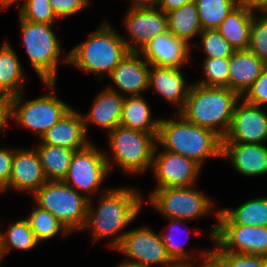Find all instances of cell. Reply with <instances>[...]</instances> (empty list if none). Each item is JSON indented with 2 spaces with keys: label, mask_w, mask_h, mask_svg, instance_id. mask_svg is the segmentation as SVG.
<instances>
[{
  "label": "cell",
  "mask_w": 267,
  "mask_h": 267,
  "mask_svg": "<svg viewBox=\"0 0 267 267\" xmlns=\"http://www.w3.org/2000/svg\"><path fill=\"white\" fill-rule=\"evenodd\" d=\"M190 187H167L153 189L148 203L165 219L194 220L210 214L213 201L204 192Z\"/></svg>",
  "instance_id": "9c48e42d"
},
{
  "label": "cell",
  "mask_w": 267,
  "mask_h": 267,
  "mask_svg": "<svg viewBox=\"0 0 267 267\" xmlns=\"http://www.w3.org/2000/svg\"><path fill=\"white\" fill-rule=\"evenodd\" d=\"M23 95L24 92L8 99L9 119L36 132L39 138L72 108L52 92L27 102Z\"/></svg>",
  "instance_id": "ba28073f"
},
{
  "label": "cell",
  "mask_w": 267,
  "mask_h": 267,
  "mask_svg": "<svg viewBox=\"0 0 267 267\" xmlns=\"http://www.w3.org/2000/svg\"><path fill=\"white\" fill-rule=\"evenodd\" d=\"M57 18H67L89 6L90 0H49Z\"/></svg>",
  "instance_id": "f35d334b"
},
{
  "label": "cell",
  "mask_w": 267,
  "mask_h": 267,
  "mask_svg": "<svg viewBox=\"0 0 267 267\" xmlns=\"http://www.w3.org/2000/svg\"><path fill=\"white\" fill-rule=\"evenodd\" d=\"M109 173L104 151L90 143L86 148L75 151L63 182L91 199L90 194L98 192Z\"/></svg>",
  "instance_id": "30bf717a"
},
{
  "label": "cell",
  "mask_w": 267,
  "mask_h": 267,
  "mask_svg": "<svg viewBox=\"0 0 267 267\" xmlns=\"http://www.w3.org/2000/svg\"><path fill=\"white\" fill-rule=\"evenodd\" d=\"M202 51L209 58H230L235 52L229 42L218 32L217 29L203 30L200 35Z\"/></svg>",
  "instance_id": "836d02e7"
},
{
  "label": "cell",
  "mask_w": 267,
  "mask_h": 267,
  "mask_svg": "<svg viewBox=\"0 0 267 267\" xmlns=\"http://www.w3.org/2000/svg\"><path fill=\"white\" fill-rule=\"evenodd\" d=\"M22 42L30 65L50 92L55 90L61 44L51 24L36 23L23 19L19 14Z\"/></svg>",
  "instance_id": "5b68a950"
},
{
  "label": "cell",
  "mask_w": 267,
  "mask_h": 267,
  "mask_svg": "<svg viewBox=\"0 0 267 267\" xmlns=\"http://www.w3.org/2000/svg\"><path fill=\"white\" fill-rule=\"evenodd\" d=\"M129 53L123 37L104 21L62 60L85 73H94V77L100 75L98 80H104L105 72L109 76Z\"/></svg>",
  "instance_id": "3957f363"
},
{
  "label": "cell",
  "mask_w": 267,
  "mask_h": 267,
  "mask_svg": "<svg viewBox=\"0 0 267 267\" xmlns=\"http://www.w3.org/2000/svg\"><path fill=\"white\" fill-rule=\"evenodd\" d=\"M18 1L20 2L21 0H0V10L7 8V6H11L12 4ZM23 1L24 2L19 6L18 10H20L25 4L26 0H23Z\"/></svg>",
  "instance_id": "7dc6e473"
},
{
  "label": "cell",
  "mask_w": 267,
  "mask_h": 267,
  "mask_svg": "<svg viewBox=\"0 0 267 267\" xmlns=\"http://www.w3.org/2000/svg\"><path fill=\"white\" fill-rule=\"evenodd\" d=\"M224 267H263L262 256L223 251Z\"/></svg>",
  "instance_id": "ab89813d"
},
{
  "label": "cell",
  "mask_w": 267,
  "mask_h": 267,
  "mask_svg": "<svg viewBox=\"0 0 267 267\" xmlns=\"http://www.w3.org/2000/svg\"><path fill=\"white\" fill-rule=\"evenodd\" d=\"M115 250L127 256L126 262L140 267H153L158 264L164 267L172 262L167 255L161 234L147 226L128 230Z\"/></svg>",
  "instance_id": "8fae6325"
},
{
  "label": "cell",
  "mask_w": 267,
  "mask_h": 267,
  "mask_svg": "<svg viewBox=\"0 0 267 267\" xmlns=\"http://www.w3.org/2000/svg\"><path fill=\"white\" fill-rule=\"evenodd\" d=\"M203 255V256H202ZM201 257H203V261L199 267H224L223 264V251L217 246L214 249L208 250L203 252ZM194 263H192V260L187 262V267H194Z\"/></svg>",
  "instance_id": "b9f144b4"
},
{
  "label": "cell",
  "mask_w": 267,
  "mask_h": 267,
  "mask_svg": "<svg viewBox=\"0 0 267 267\" xmlns=\"http://www.w3.org/2000/svg\"><path fill=\"white\" fill-rule=\"evenodd\" d=\"M260 13L261 17L253 15L247 50L267 64V12Z\"/></svg>",
  "instance_id": "e575fe53"
},
{
  "label": "cell",
  "mask_w": 267,
  "mask_h": 267,
  "mask_svg": "<svg viewBox=\"0 0 267 267\" xmlns=\"http://www.w3.org/2000/svg\"><path fill=\"white\" fill-rule=\"evenodd\" d=\"M37 244L27 219L16 220L6 232L0 231V262L11 249L26 251L33 249Z\"/></svg>",
  "instance_id": "f546056e"
},
{
  "label": "cell",
  "mask_w": 267,
  "mask_h": 267,
  "mask_svg": "<svg viewBox=\"0 0 267 267\" xmlns=\"http://www.w3.org/2000/svg\"><path fill=\"white\" fill-rule=\"evenodd\" d=\"M217 224H239L267 227V197H257L240 204L236 209L216 212Z\"/></svg>",
  "instance_id": "d4e9b609"
},
{
  "label": "cell",
  "mask_w": 267,
  "mask_h": 267,
  "mask_svg": "<svg viewBox=\"0 0 267 267\" xmlns=\"http://www.w3.org/2000/svg\"><path fill=\"white\" fill-rule=\"evenodd\" d=\"M107 134L112 153L111 159L105 154L109 172L114 164L123 172L134 175L152 167L157 136L121 126Z\"/></svg>",
  "instance_id": "8992f818"
},
{
  "label": "cell",
  "mask_w": 267,
  "mask_h": 267,
  "mask_svg": "<svg viewBox=\"0 0 267 267\" xmlns=\"http://www.w3.org/2000/svg\"><path fill=\"white\" fill-rule=\"evenodd\" d=\"M240 99L236 92L227 87H206L192 83L179 114L197 126L213 130L223 139Z\"/></svg>",
  "instance_id": "277c9868"
},
{
  "label": "cell",
  "mask_w": 267,
  "mask_h": 267,
  "mask_svg": "<svg viewBox=\"0 0 267 267\" xmlns=\"http://www.w3.org/2000/svg\"><path fill=\"white\" fill-rule=\"evenodd\" d=\"M48 181H63L76 150L47 144L35 147Z\"/></svg>",
  "instance_id": "83f0119b"
},
{
  "label": "cell",
  "mask_w": 267,
  "mask_h": 267,
  "mask_svg": "<svg viewBox=\"0 0 267 267\" xmlns=\"http://www.w3.org/2000/svg\"><path fill=\"white\" fill-rule=\"evenodd\" d=\"M210 237L222 251L247 255H267V227L216 224Z\"/></svg>",
  "instance_id": "7c38bea8"
},
{
  "label": "cell",
  "mask_w": 267,
  "mask_h": 267,
  "mask_svg": "<svg viewBox=\"0 0 267 267\" xmlns=\"http://www.w3.org/2000/svg\"><path fill=\"white\" fill-rule=\"evenodd\" d=\"M104 192L102 197L100 196L97 210L89 199L83 230L87 228L91 230L93 243L113 235L114 238L108 245L115 250L128 232V230L123 231L124 228L134 222L133 220L139 215L144 199L138 190L129 187L112 188Z\"/></svg>",
  "instance_id": "6da1fadb"
},
{
  "label": "cell",
  "mask_w": 267,
  "mask_h": 267,
  "mask_svg": "<svg viewBox=\"0 0 267 267\" xmlns=\"http://www.w3.org/2000/svg\"><path fill=\"white\" fill-rule=\"evenodd\" d=\"M241 98L255 106L261 107L267 104V66Z\"/></svg>",
  "instance_id": "74e56055"
},
{
  "label": "cell",
  "mask_w": 267,
  "mask_h": 267,
  "mask_svg": "<svg viewBox=\"0 0 267 267\" xmlns=\"http://www.w3.org/2000/svg\"><path fill=\"white\" fill-rule=\"evenodd\" d=\"M123 103L124 96L111 89H103L95 98L89 113L82 115L86 134L89 122L106 129L108 133L120 126Z\"/></svg>",
  "instance_id": "7402d4cb"
},
{
  "label": "cell",
  "mask_w": 267,
  "mask_h": 267,
  "mask_svg": "<svg viewBox=\"0 0 267 267\" xmlns=\"http://www.w3.org/2000/svg\"><path fill=\"white\" fill-rule=\"evenodd\" d=\"M32 197L37 206L52 213L70 233L84 228L89 199L63 181L45 182Z\"/></svg>",
  "instance_id": "52a82bcc"
},
{
  "label": "cell",
  "mask_w": 267,
  "mask_h": 267,
  "mask_svg": "<svg viewBox=\"0 0 267 267\" xmlns=\"http://www.w3.org/2000/svg\"><path fill=\"white\" fill-rule=\"evenodd\" d=\"M236 103L230 128L222 143L263 144L267 141V112L260 106Z\"/></svg>",
  "instance_id": "5bb4252c"
},
{
  "label": "cell",
  "mask_w": 267,
  "mask_h": 267,
  "mask_svg": "<svg viewBox=\"0 0 267 267\" xmlns=\"http://www.w3.org/2000/svg\"><path fill=\"white\" fill-rule=\"evenodd\" d=\"M221 158H227L239 174L247 177L267 174V146L251 143H222Z\"/></svg>",
  "instance_id": "ffe728a7"
},
{
  "label": "cell",
  "mask_w": 267,
  "mask_h": 267,
  "mask_svg": "<svg viewBox=\"0 0 267 267\" xmlns=\"http://www.w3.org/2000/svg\"><path fill=\"white\" fill-rule=\"evenodd\" d=\"M192 1L194 0H160L157 8L167 14L168 12L178 9L184 4L190 3Z\"/></svg>",
  "instance_id": "7bdbcfd3"
},
{
  "label": "cell",
  "mask_w": 267,
  "mask_h": 267,
  "mask_svg": "<svg viewBox=\"0 0 267 267\" xmlns=\"http://www.w3.org/2000/svg\"><path fill=\"white\" fill-rule=\"evenodd\" d=\"M9 122V102L7 98L0 100V132L7 127Z\"/></svg>",
  "instance_id": "ee69618b"
},
{
  "label": "cell",
  "mask_w": 267,
  "mask_h": 267,
  "mask_svg": "<svg viewBox=\"0 0 267 267\" xmlns=\"http://www.w3.org/2000/svg\"><path fill=\"white\" fill-rule=\"evenodd\" d=\"M160 119L151 117V109L143 96L124 97L120 126L158 135Z\"/></svg>",
  "instance_id": "4316f807"
},
{
  "label": "cell",
  "mask_w": 267,
  "mask_h": 267,
  "mask_svg": "<svg viewBox=\"0 0 267 267\" xmlns=\"http://www.w3.org/2000/svg\"><path fill=\"white\" fill-rule=\"evenodd\" d=\"M126 14L124 25L131 39H123L129 52H141L152 38L168 30L167 14L159 8H129Z\"/></svg>",
  "instance_id": "9a60e30c"
},
{
  "label": "cell",
  "mask_w": 267,
  "mask_h": 267,
  "mask_svg": "<svg viewBox=\"0 0 267 267\" xmlns=\"http://www.w3.org/2000/svg\"><path fill=\"white\" fill-rule=\"evenodd\" d=\"M25 76L18 55L5 41L0 48V95L9 99L22 93Z\"/></svg>",
  "instance_id": "484cf974"
},
{
  "label": "cell",
  "mask_w": 267,
  "mask_h": 267,
  "mask_svg": "<svg viewBox=\"0 0 267 267\" xmlns=\"http://www.w3.org/2000/svg\"><path fill=\"white\" fill-rule=\"evenodd\" d=\"M256 14L241 1L217 28L218 32L229 42L235 51L247 50L250 38V26Z\"/></svg>",
  "instance_id": "cb8c5ba5"
},
{
  "label": "cell",
  "mask_w": 267,
  "mask_h": 267,
  "mask_svg": "<svg viewBox=\"0 0 267 267\" xmlns=\"http://www.w3.org/2000/svg\"><path fill=\"white\" fill-rule=\"evenodd\" d=\"M15 149L0 148V194L8 186Z\"/></svg>",
  "instance_id": "60d3db41"
},
{
  "label": "cell",
  "mask_w": 267,
  "mask_h": 267,
  "mask_svg": "<svg viewBox=\"0 0 267 267\" xmlns=\"http://www.w3.org/2000/svg\"><path fill=\"white\" fill-rule=\"evenodd\" d=\"M117 267H140L136 264H132L126 261H123L120 265H118Z\"/></svg>",
  "instance_id": "681fc988"
},
{
  "label": "cell",
  "mask_w": 267,
  "mask_h": 267,
  "mask_svg": "<svg viewBox=\"0 0 267 267\" xmlns=\"http://www.w3.org/2000/svg\"><path fill=\"white\" fill-rule=\"evenodd\" d=\"M266 66L248 50L235 51L229 58V89L242 97Z\"/></svg>",
  "instance_id": "603a6c76"
},
{
  "label": "cell",
  "mask_w": 267,
  "mask_h": 267,
  "mask_svg": "<svg viewBox=\"0 0 267 267\" xmlns=\"http://www.w3.org/2000/svg\"><path fill=\"white\" fill-rule=\"evenodd\" d=\"M242 1L254 12H267V0H242Z\"/></svg>",
  "instance_id": "f6af8a7d"
},
{
  "label": "cell",
  "mask_w": 267,
  "mask_h": 267,
  "mask_svg": "<svg viewBox=\"0 0 267 267\" xmlns=\"http://www.w3.org/2000/svg\"><path fill=\"white\" fill-rule=\"evenodd\" d=\"M47 181L36 149H15L9 183L2 192L12 188L33 195Z\"/></svg>",
  "instance_id": "ac0fdd59"
},
{
  "label": "cell",
  "mask_w": 267,
  "mask_h": 267,
  "mask_svg": "<svg viewBox=\"0 0 267 267\" xmlns=\"http://www.w3.org/2000/svg\"><path fill=\"white\" fill-rule=\"evenodd\" d=\"M149 86L165 100L177 107L179 113L184 107L191 84L186 83L181 68L151 66Z\"/></svg>",
  "instance_id": "44dd1931"
},
{
  "label": "cell",
  "mask_w": 267,
  "mask_h": 267,
  "mask_svg": "<svg viewBox=\"0 0 267 267\" xmlns=\"http://www.w3.org/2000/svg\"><path fill=\"white\" fill-rule=\"evenodd\" d=\"M151 168L158 184L155 189L195 186L202 169L193 159L166 150L160 152L158 144Z\"/></svg>",
  "instance_id": "4fadbf2b"
},
{
  "label": "cell",
  "mask_w": 267,
  "mask_h": 267,
  "mask_svg": "<svg viewBox=\"0 0 267 267\" xmlns=\"http://www.w3.org/2000/svg\"><path fill=\"white\" fill-rule=\"evenodd\" d=\"M26 219L38 243L42 240L51 239L58 233H61L62 236L71 234L52 213L36 204L34 210Z\"/></svg>",
  "instance_id": "1f68e13d"
},
{
  "label": "cell",
  "mask_w": 267,
  "mask_h": 267,
  "mask_svg": "<svg viewBox=\"0 0 267 267\" xmlns=\"http://www.w3.org/2000/svg\"><path fill=\"white\" fill-rule=\"evenodd\" d=\"M129 8H157L160 0H131Z\"/></svg>",
  "instance_id": "bcb514c9"
},
{
  "label": "cell",
  "mask_w": 267,
  "mask_h": 267,
  "mask_svg": "<svg viewBox=\"0 0 267 267\" xmlns=\"http://www.w3.org/2000/svg\"><path fill=\"white\" fill-rule=\"evenodd\" d=\"M140 56V53L130 52L108 76L117 89H114L113 86L107 88L124 97L128 94L141 96L143 91L146 92L149 86V67L151 66Z\"/></svg>",
  "instance_id": "e0dca14e"
},
{
  "label": "cell",
  "mask_w": 267,
  "mask_h": 267,
  "mask_svg": "<svg viewBox=\"0 0 267 267\" xmlns=\"http://www.w3.org/2000/svg\"><path fill=\"white\" fill-rule=\"evenodd\" d=\"M203 30L217 29L242 0H194Z\"/></svg>",
  "instance_id": "4dcf8cb0"
},
{
  "label": "cell",
  "mask_w": 267,
  "mask_h": 267,
  "mask_svg": "<svg viewBox=\"0 0 267 267\" xmlns=\"http://www.w3.org/2000/svg\"><path fill=\"white\" fill-rule=\"evenodd\" d=\"M205 79L195 82L206 87L229 88V58H209L203 61Z\"/></svg>",
  "instance_id": "d6a6232c"
},
{
  "label": "cell",
  "mask_w": 267,
  "mask_h": 267,
  "mask_svg": "<svg viewBox=\"0 0 267 267\" xmlns=\"http://www.w3.org/2000/svg\"><path fill=\"white\" fill-rule=\"evenodd\" d=\"M263 267H267V255L262 256Z\"/></svg>",
  "instance_id": "f907efd6"
},
{
  "label": "cell",
  "mask_w": 267,
  "mask_h": 267,
  "mask_svg": "<svg viewBox=\"0 0 267 267\" xmlns=\"http://www.w3.org/2000/svg\"><path fill=\"white\" fill-rule=\"evenodd\" d=\"M157 144L163 150L193 159L201 167L207 158H221L222 138L211 129L189 122L179 113L174 114L173 119L160 118Z\"/></svg>",
  "instance_id": "7a4b0ae2"
},
{
  "label": "cell",
  "mask_w": 267,
  "mask_h": 267,
  "mask_svg": "<svg viewBox=\"0 0 267 267\" xmlns=\"http://www.w3.org/2000/svg\"><path fill=\"white\" fill-rule=\"evenodd\" d=\"M169 221L167 229L171 232L168 233H160L163 239V243L167 252V255L174 262H189L195 259V255H191L189 251L187 252L186 249L184 250V244L177 242L174 235L176 231H179L178 223L185 222V220H178V219H167ZM189 236H186L188 240ZM186 242V241H185ZM194 256V257H193ZM191 258V259H190ZM190 259V260H189Z\"/></svg>",
  "instance_id": "d590c367"
},
{
  "label": "cell",
  "mask_w": 267,
  "mask_h": 267,
  "mask_svg": "<svg viewBox=\"0 0 267 267\" xmlns=\"http://www.w3.org/2000/svg\"><path fill=\"white\" fill-rule=\"evenodd\" d=\"M168 30L177 38L186 41L199 36L203 31L195 1L167 13Z\"/></svg>",
  "instance_id": "f1b7e54d"
},
{
  "label": "cell",
  "mask_w": 267,
  "mask_h": 267,
  "mask_svg": "<svg viewBox=\"0 0 267 267\" xmlns=\"http://www.w3.org/2000/svg\"><path fill=\"white\" fill-rule=\"evenodd\" d=\"M164 267H187V262H174L172 261L168 265H165Z\"/></svg>",
  "instance_id": "c3c4849f"
},
{
  "label": "cell",
  "mask_w": 267,
  "mask_h": 267,
  "mask_svg": "<svg viewBox=\"0 0 267 267\" xmlns=\"http://www.w3.org/2000/svg\"><path fill=\"white\" fill-rule=\"evenodd\" d=\"M190 46L167 30L152 38L139 53L150 66L181 68L189 63Z\"/></svg>",
  "instance_id": "2e32d148"
},
{
  "label": "cell",
  "mask_w": 267,
  "mask_h": 267,
  "mask_svg": "<svg viewBox=\"0 0 267 267\" xmlns=\"http://www.w3.org/2000/svg\"><path fill=\"white\" fill-rule=\"evenodd\" d=\"M40 143L82 150L91 142L87 140L82 114L71 108L56 124L41 137Z\"/></svg>",
  "instance_id": "d6986e66"
},
{
  "label": "cell",
  "mask_w": 267,
  "mask_h": 267,
  "mask_svg": "<svg viewBox=\"0 0 267 267\" xmlns=\"http://www.w3.org/2000/svg\"><path fill=\"white\" fill-rule=\"evenodd\" d=\"M19 15L36 23H48L53 25L57 16L53 12L49 0H26L23 7L18 11Z\"/></svg>",
  "instance_id": "8d00e7d4"
}]
</instances>
